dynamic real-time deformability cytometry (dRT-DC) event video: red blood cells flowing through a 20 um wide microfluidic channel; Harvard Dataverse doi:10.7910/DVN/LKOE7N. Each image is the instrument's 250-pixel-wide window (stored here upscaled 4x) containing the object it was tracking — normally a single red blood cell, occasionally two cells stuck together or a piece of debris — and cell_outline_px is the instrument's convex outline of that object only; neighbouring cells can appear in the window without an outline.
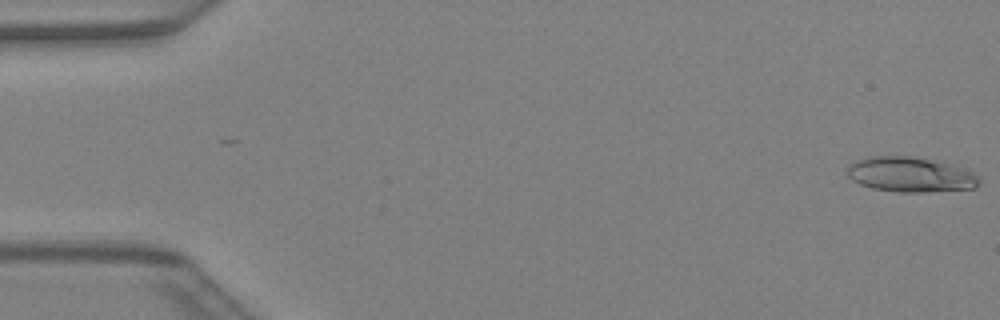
{"species": "Egyptian fruit bat (a non-hibernating species)", "species_latin": "Rousettus aegyptiacus", "temperature_condition": "warm", "stored_images_in_passage": 34, "camera_frame_rate_fps": 3000, "um_per_image_px": 0.085, "animal": {"sex": "female"}, "frame": {"image": 1, "passage_image": 1, "time_ms": 0.0, "image_size_px": [1000, 320], "cell_outline_px": [[980, 184], [976, 188], [924, 192], [900, 192], [872, 188], [860, 184], [852, 180], [848, 176], [848, 164], [856, 160], [868, 156], [912, 156], [944, 160], [968, 168], [980, 180]], "centroid_in_image_um": [77.44, 14.81], "position_along_channel_um": 7.6, "area_um2": 27.57}}
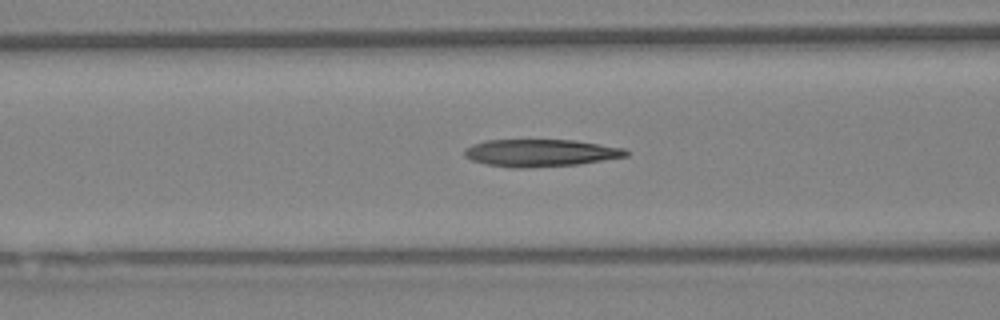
{"frame": {"image": 2, "passage_image": 17, "time_ms": 5.333, "image_size_px": [1000, 320], "cell_outline_px": [[628, 156], [576, 164], [524, 168], [512, 168], [488, 164], [472, 160], [464, 156], [464, 148], [472, 144], [484, 140], [576, 140], [624, 148], [628, 152]], "centroid_in_image_um": [45.91, 12.99], "position_along_channel_um": 120.7, "area_um2": 25.61}}
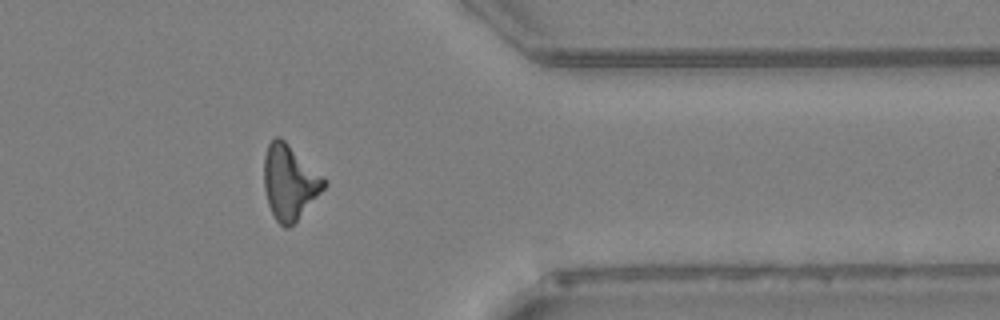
{"frame": {"image": 3, "passage_image": 34, "time_ms": 11.0, "image_size_px": [1000, 320], "cell_outline_px": [[328, 184], [296, 220], [288, 228], [284, 228], [276, 220], [268, 204], [264, 188], [264, 156], [268, 144], [276, 136], [280, 136], [324, 176]], "centroid_in_image_um": [24.61, 15.46], "position_along_channel_um": 386.8, "area_um2": 25.95}}